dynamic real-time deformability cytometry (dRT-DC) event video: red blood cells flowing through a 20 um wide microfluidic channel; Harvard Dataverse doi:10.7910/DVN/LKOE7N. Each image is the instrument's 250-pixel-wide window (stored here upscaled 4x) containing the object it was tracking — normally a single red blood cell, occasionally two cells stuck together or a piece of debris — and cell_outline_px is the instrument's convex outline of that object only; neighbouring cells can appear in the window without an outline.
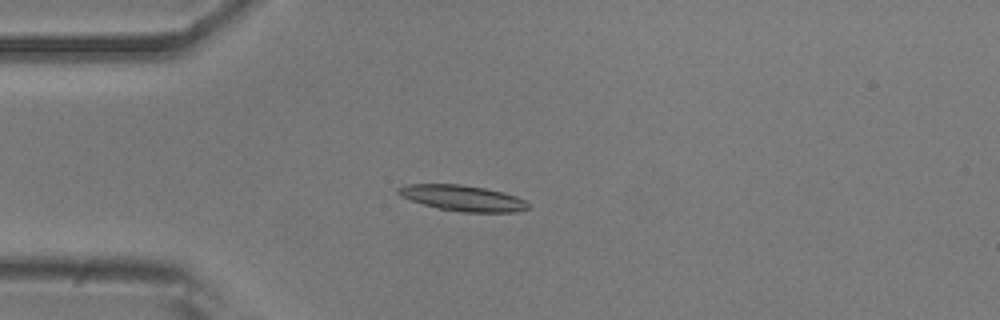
{"species": "common noctule bat (a hibernating species)", "species_latin": "Nyctalus noctula", "temperature_condition": "room temperature", "stored_images_in_passage": 42, "camera_frame_rate_fps": 3000, "um_per_image_px": 0.085, "animal": {"sex": "male", "body_mass_g": 20.5, "forearm_length_mm": 52.5}, "frame": {"image": 1, "passage_image": 8, "time_ms": 2.333, "image_size_px": [1000, 320], "cell_outline_px": [[528, 208], [516, 212], [460, 212], [440, 208], [424, 204], [400, 196], [396, 192], [396, 188], [404, 184], [460, 184], [484, 188], [504, 192], [516, 196], [524, 200], [528, 204]], "centroid_in_image_um": [39.3, 16.83], "position_along_channel_um": 45.7, "area_um2": 19.42}}
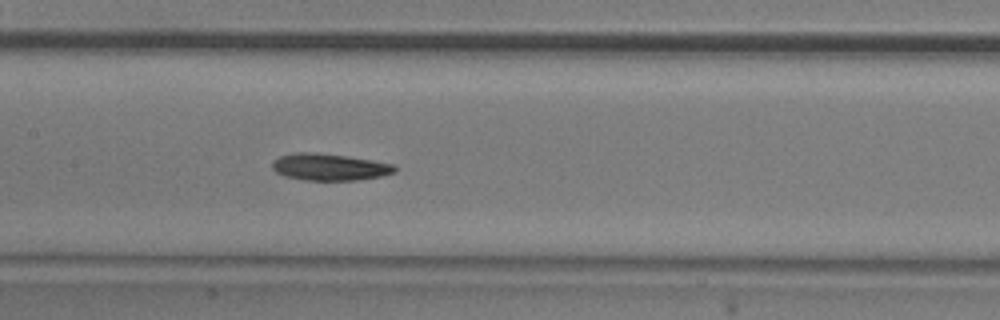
{"frame": {"image": 2, "passage_image": 20, "time_ms": 6.333, "image_size_px": [1000, 320], "cell_outline_px": [[396, 172], [384, 176], [356, 180], [304, 180], [284, 176], [276, 172], [272, 168], [272, 164], [280, 156], [296, 152], [316, 152], [372, 160], [392, 164], [396, 168]], "centroid_in_image_um": [28.01, 14.2], "position_along_channel_um": 179.4, "area_um2": 19.07}}
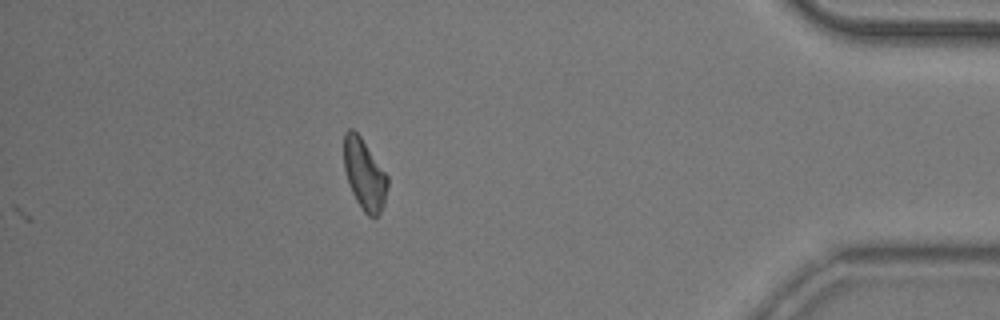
{"frame": {"image": 3, "passage_image": 42, "time_ms": 13.667, "image_size_px": [1000, 320], "cell_outline_px": [[388, 184], [384, 204], [380, 212], [376, 216], [368, 216], [364, 212], [356, 200], [352, 192], [344, 168], [344, 132], [348, 128], [352, 128], [360, 136], [388, 176]], "centroid_in_image_um": [30.97, 14.81], "position_along_channel_um": 404.2, "area_um2": 17.8}, "authors_computed_cell_mechanics": {"area_um2": 18.9584, "velocity_mm_per_s": 3.7001, "shape_relaxation_time_tau1_ms": 5.96, "shape_relaxation_time_tau2_ms": null, "deformation_change_tau1": 0.1483, "deformation_change_tau2": null}}